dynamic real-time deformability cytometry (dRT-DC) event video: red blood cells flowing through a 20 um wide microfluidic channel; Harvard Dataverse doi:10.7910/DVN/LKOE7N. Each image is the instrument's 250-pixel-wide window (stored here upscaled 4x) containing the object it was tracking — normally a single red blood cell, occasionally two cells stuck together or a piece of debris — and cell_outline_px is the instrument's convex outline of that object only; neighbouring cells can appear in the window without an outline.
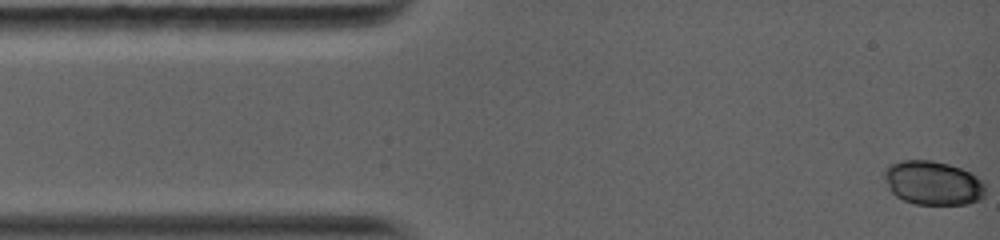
{"species": "common noctule bat (a hibernating species)", "species_latin": "Nyctalus noctula", "temperature_condition": "warm", "stored_images_in_passage": 65, "camera_frame_rate_fps": 5000, "um_per_image_px": 0.085, "animal": {"sex": "female", "body_mass_g": 19.0, "forearm_length_mm": 56.7}, "frame": {"image": 1, "passage_image": 1, "time_ms": 0.0, "image_size_px": [1000, 240], "cell_outline_px": [[984, 196], [980, 200], [968, 204], [916, 204], [904, 200], [896, 196], [888, 188], [884, 176], [884, 172], [888, 164], [904, 160], [932, 160], [948, 164], [960, 168], [976, 176], [984, 184]], "centroid_in_image_um": [79.28, 15.55], "position_along_channel_um": 5.7, "area_um2": 25.84}}
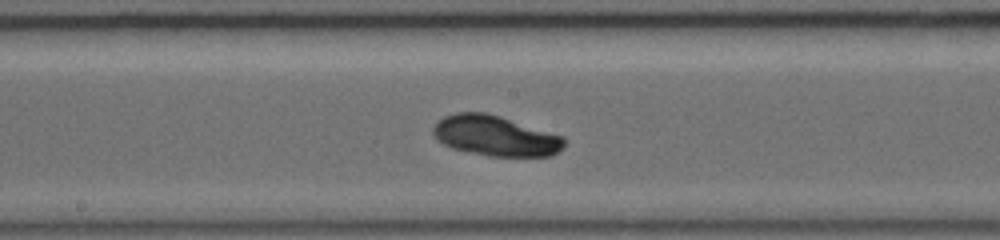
{"frame": {"image": 2, "passage_image": 40, "time_ms": 6.8, "image_size_px": [1000, 240], "cell_outline_px": [[564, 148], [552, 156], [488, 156], [452, 148], [444, 144], [432, 132], [432, 128], [444, 116], [456, 112], [484, 112], [500, 116], [564, 136]], "centroid_in_image_um": [42.14, 11.54], "position_along_channel_um": 206.1, "area_um2": 30.69}}
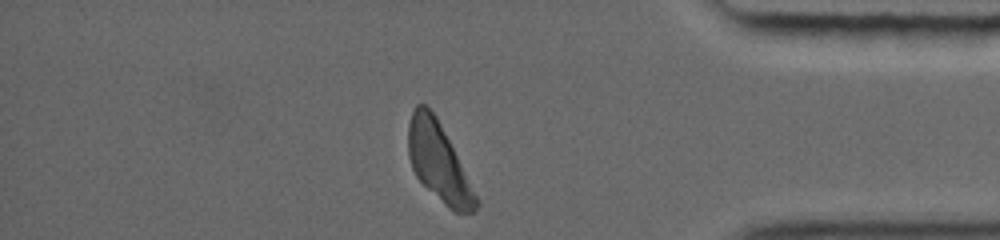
{"frame": {"image": 3, "passage_image": 65, "time_ms": 12.0, "image_size_px": [1000, 240], "cell_outline_px": [[480, 204], [472, 212], [456, 212], [448, 208], [416, 176], [412, 168], [408, 156], [408, 124], [412, 112], [416, 104], [424, 104], [436, 116], [480, 200]], "centroid_in_image_um": [37.28, 13.79], "position_along_channel_um": 397.9, "area_um2": 30.4}}